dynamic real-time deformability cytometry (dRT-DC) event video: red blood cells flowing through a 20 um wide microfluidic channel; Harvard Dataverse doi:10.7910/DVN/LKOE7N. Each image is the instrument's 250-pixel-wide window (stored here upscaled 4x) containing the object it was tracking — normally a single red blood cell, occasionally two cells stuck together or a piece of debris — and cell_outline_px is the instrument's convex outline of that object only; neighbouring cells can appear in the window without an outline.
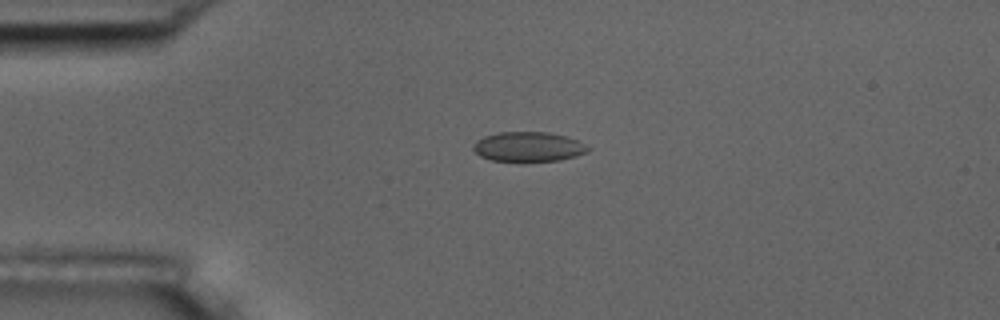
{"species": "common noctule bat (a hibernating species)", "species_latin": "Nyctalus noctula", "temperature_condition": "room temperature", "stored_images_in_passage": 44, "camera_frame_rate_fps": 3000, "um_per_image_px": 0.085, "animal": {"sex": "male", "body_mass_g": 17.5, "forearm_length_mm": 52.3}, "frame": {"image": 1, "passage_image": 2, "time_ms": 0.333, "image_size_px": [1000, 320], "cell_outline_px": [[592, 148], [588, 152], [576, 156], [560, 160], [492, 160], [480, 156], [472, 148], [472, 144], [476, 140], [484, 136], [496, 132], [548, 132], [564, 136], [576, 140]], "centroid_in_image_um": [44.9, 12.45], "position_along_channel_um": 40.1, "area_um2": 19.65}}
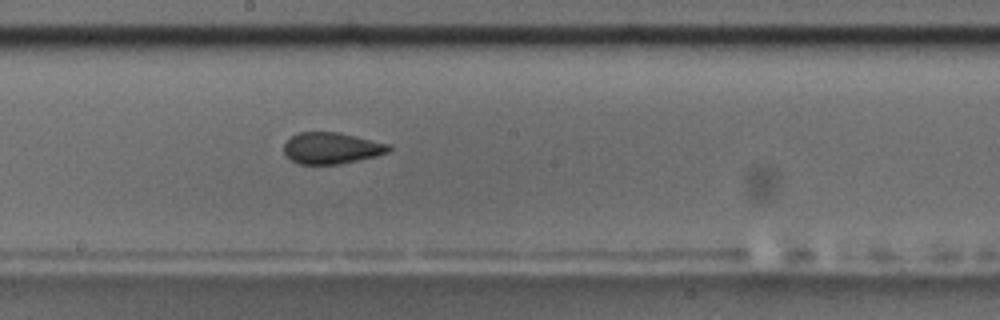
{"frame": {"image": 2, "passage_image": 19, "time_ms": 6.0, "image_size_px": [1000, 320], "cell_outline_px": [[392, 148], [388, 152], [376, 156], [340, 164], [300, 164], [292, 160], [284, 152], [284, 144], [292, 136], [300, 132], [340, 132], [392, 144]], "centroid_in_image_um": [28.23, 12.58], "position_along_channel_um": 220.0, "area_um2": 19.25}}
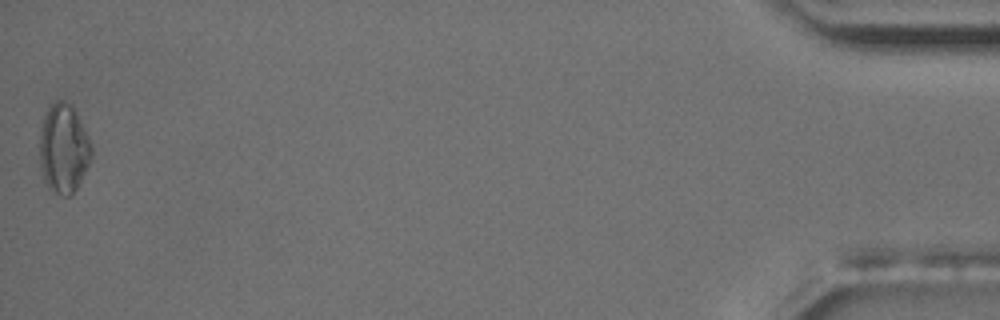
{"frame": {"image": 3, "passage_image": 44, "time_ms": 14.333, "image_size_px": [1000, 320], "cell_outline_px": [[92, 156], [72, 196], [60, 196], [48, 188], [44, 180], [40, 164], [40, 128], [44, 116], [48, 108], [56, 100], [64, 100], [72, 104], [84, 128], [92, 148]], "centroid_in_image_um": [5.39, 12.63], "position_along_channel_um": 429.8, "area_um2": 26.88}, "authors_computed_cell_mechanics": {"area_um2": 19.5653, "velocity_mm_per_s": 3.649, "shape_relaxation_time_tau1_ms": null, "shape_relaxation_time_tau2_ms": 1.8535, "deformation_change_tau1": null, "deformation_change_tau2": 0.0864}}